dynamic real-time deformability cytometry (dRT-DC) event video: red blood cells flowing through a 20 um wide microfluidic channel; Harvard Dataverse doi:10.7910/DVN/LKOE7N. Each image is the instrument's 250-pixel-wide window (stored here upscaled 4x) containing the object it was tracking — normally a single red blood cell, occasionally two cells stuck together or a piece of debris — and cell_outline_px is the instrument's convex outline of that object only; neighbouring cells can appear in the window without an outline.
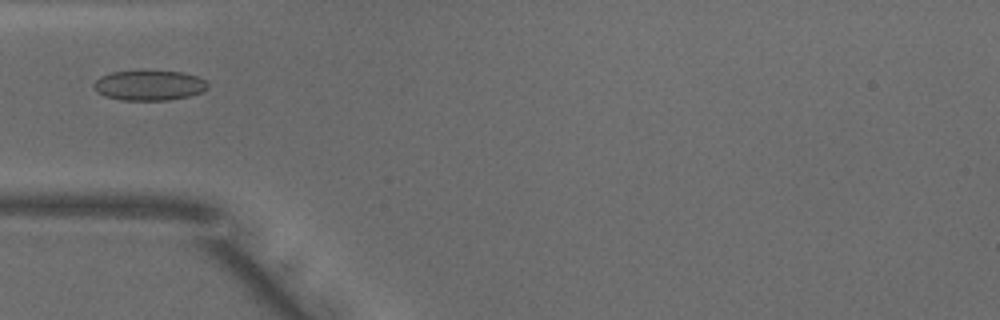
{"species": "common noctule bat (a hibernating species)", "species_latin": "Nyctalus noctula", "temperature_condition": "warm", "stored_images_in_passage": 28, "camera_frame_rate_fps": 3000, "um_per_image_px": 0.085, "animal": {"sex": "male", "body_mass_g": 18.8}, "frame": {"image": 1, "passage_image": 1, "time_ms": 0.0, "image_size_px": [1000, 320], "cell_outline_px": [[208, 88], [204, 92], [188, 96], [168, 100], [120, 100], [104, 96], [96, 92], [92, 84], [100, 76], [112, 72], [184, 72], [196, 76], [204, 80], [208, 84]], "centroid_in_image_um": [12.67, 7.28], "position_along_channel_um": 72.3, "area_um2": 19.83}}
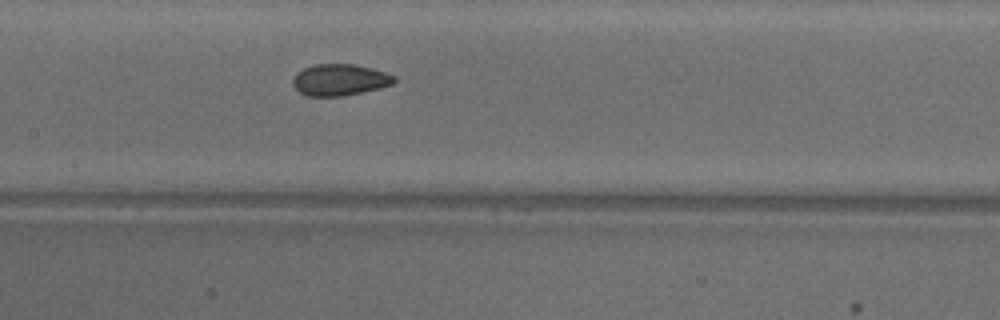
{"frame": {"image": 2, "passage_image": 9, "time_ms": 2.667, "image_size_px": [1000, 320], "cell_outline_px": [[396, 80], [392, 84], [380, 88], [344, 96], [308, 96], [300, 92], [292, 84], [292, 80], [296, 72], [312, 64], [352, 64], [372, 68], [396, 76]], "centroid_in_image_um": [28.87, 6.78], "position_along_channel_um": 178.5, "area_um2": 18.67}}
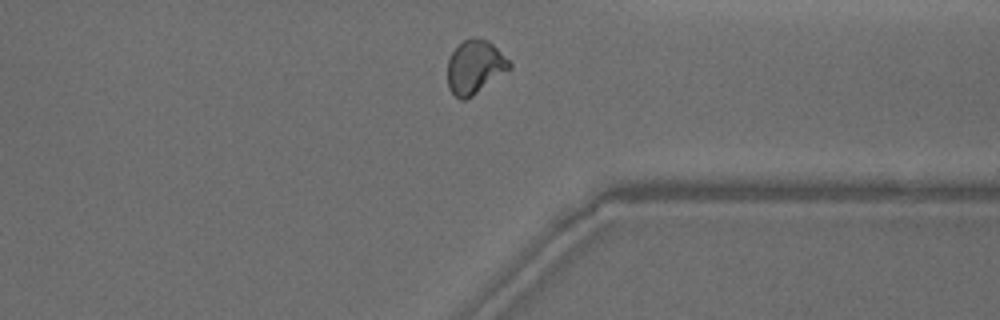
{"frame": {"image": 3, "passage_image": 24, "time_ms": 7.667, "image_size_px": [1000, 320], "cell_outline_px": [[512, 68], [472, 96], [464, 100], [460, 100], [448, 88], [448, 60], [452, 52], [464, 40], [488, 40], [512, 64]], "centroid_in_image_um": [40.36, 5.74], "position_along_channel_um": 371.0, "area_um2": 18.84}}